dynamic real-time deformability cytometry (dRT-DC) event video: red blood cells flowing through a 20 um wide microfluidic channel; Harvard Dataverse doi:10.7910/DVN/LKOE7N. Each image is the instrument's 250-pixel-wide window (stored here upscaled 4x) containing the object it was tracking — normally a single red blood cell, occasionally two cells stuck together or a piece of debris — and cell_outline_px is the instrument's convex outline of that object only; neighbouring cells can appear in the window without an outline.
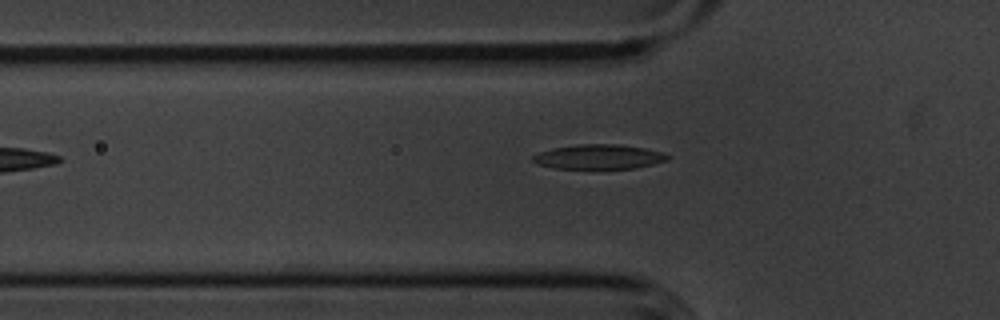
{"species": "common noctule bat (a hibernating species)", "species_latin": "Nyctalus noctula", "temperature_condition": "cold", "stored_images_in_passage": 40, "camera_frame_rate_fps": 3000, "um_per_image_px": 0.085, "animal": {"sex": "male", "body_mass_g": 20.1, "forearm_length_mm": 53.5}, "frame": {"image": 1, "passage_image": 3, "time_ms": 0.667, "image_size_px": [1000, 320], "cell_outline_px": [[672, 156], [668, 160], [652, 164], [632, 168], [556, 168], [536, 164], [532, 160], [532, 156], [540, 152], [552, 148], [580, 144], [620, 144], [644, 148], [664, 152]], "centroid_in_image_um": [50.92, 13.32], "position_along_channel_um": 74.9, "area_um2": 19.25}}
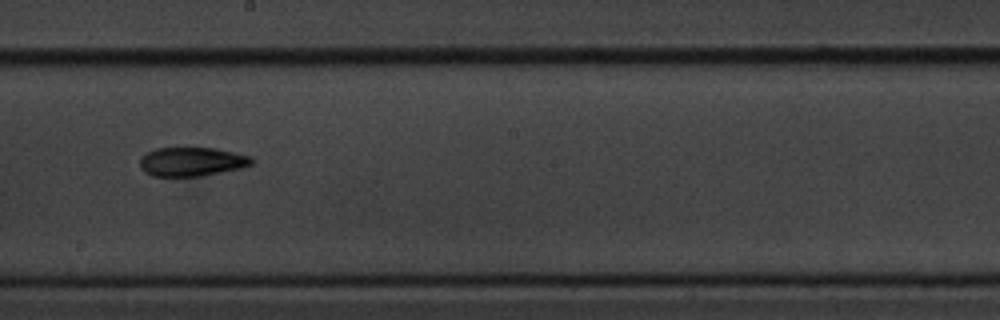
{"frame": {"image": 2, "passage_image": 16, "time_ms": 5.0, "image_size_px": [1000, 320], "cell_outline_px": [[252, 164], [240, 168], [200, 176], [152, 176], [144, 172], [140, 168], [140, 156], [156, 148], [216, 148], [236, 152], [252, 156]], "centroid_in_image_um": [16.28, 13.74], "position_along_channel_um": 231.9, "area_um2": 18.9}}
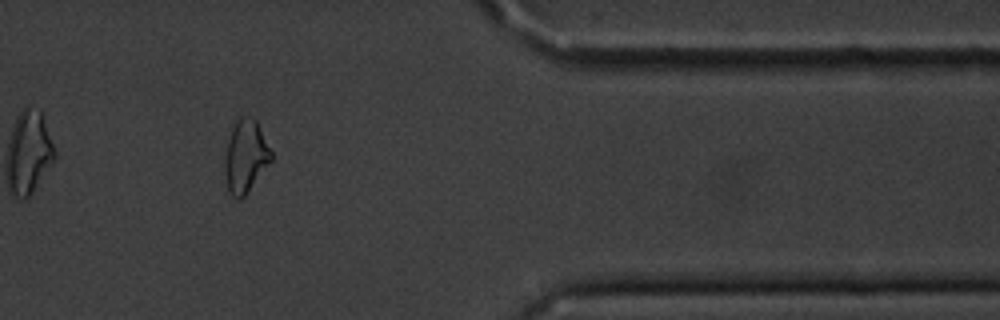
{"frame": {"image": 3, "passage_image": 31, "time_ms": 10.0, "image_size_px": [1000, 320], "cell_outline_px": [[272, 160], [244, 196], [240, 200], [236, 200], [228, 192], [224, 172], [224, 156], [228, 136], [236, 120], [240, 116], [244, 116], [256, 120], [272, 152]], "centroid_in_image_um": [20.84, 13.3], "position_along_channel_um": 390.6, "area_um2": 19.77}, "authors_computed_cell_mechanics": {"area_um2": 19.2763, "velocity_mm_per_s": 3.5938, "shape_relaxation_time_tau1_ms": 5.0079, "shape_relaxation_time_tau2_ms": 9.2531, "deformation_change_tau1": 0.1586, "deformation_change_tau2": 0.1614}}